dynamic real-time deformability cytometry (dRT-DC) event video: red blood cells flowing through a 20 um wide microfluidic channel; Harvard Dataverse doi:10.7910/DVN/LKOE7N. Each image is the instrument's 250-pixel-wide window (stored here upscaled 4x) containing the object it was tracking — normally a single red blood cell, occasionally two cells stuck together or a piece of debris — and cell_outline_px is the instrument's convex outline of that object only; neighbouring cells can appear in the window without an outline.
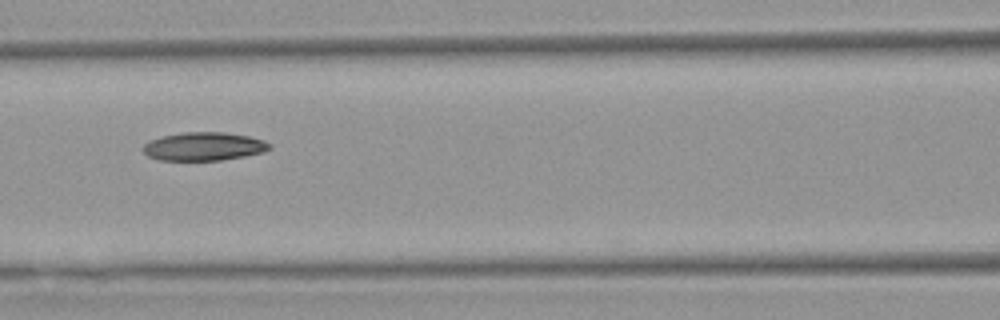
{"species": "Egyptian fruit bat (a non-hibernating species)", "species_latin": "Rousettus aegyptiacus", "temperature_condition": "warm", "stored_images_in_passage": 9, "camera_frame_rate_fps": 3000, "um_per_image_px": 0.085, "animal": {"sex": "female"}, "frame": {"image": 1, "passage_image": 7, "time_ms": 8.667, "image_size_px": [1000, 320], "cell_outline_px": [[272, 148], [264, 152], [244, 156], [220, 160], [160, 160], [148, 156], [140, 148], [148, 140], [164, 136], [184, 132], [224, 132], [248, 136], [264, 140], [272, 144]], "centroid_in_image_um": [17.33, 12.44], "position_along_channel_um": 149.3, "area_um2": 20.98}}
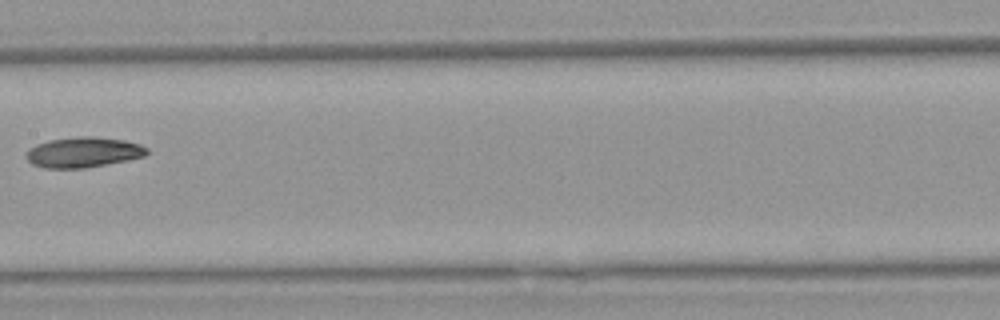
{"frame": {"image": 2, "passage_image": 8, "time_ms": 10.0, "image_size_px": [1000, 320], "cell_outline_px": [[148, 152], [144, 156], [128, 160], [84, 168], [44, 168], [32, 164], [24, 156], [28, 148], [36, 144], [48, 140], [80, 136], [92, 136], [124, 140], [140, 144], [148, 148]], "centroid_in_image_um": [7.05, 12.94], "position_along_channel_um": 200.3, "area_um2": 21.44}}
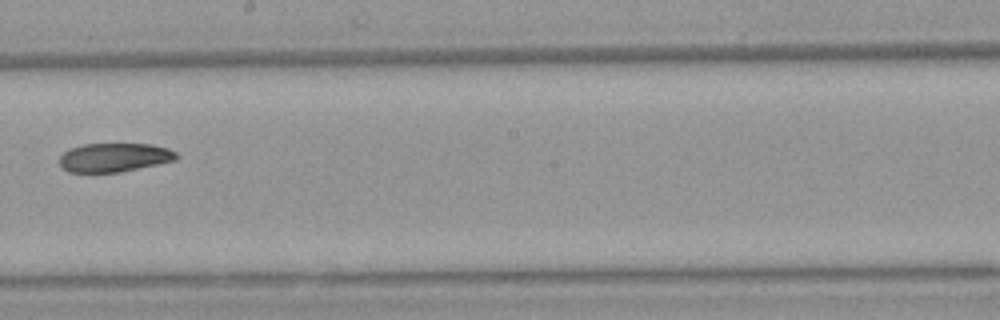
{"frame": {"image": 3, "passage_image": 9, "time_ms": 11.0, "image_size_px": [1000, 320], "cell_outline_px": [[180, 156], [176, 160], [120, 172], [68, 172], [60, 168], [60, 156], [68, 148], [84, 144], [152, 144], [168, 148], [176, 152]], "centroid_in_image_um": [9.7, 13.38], "position_along_channel_um": 238.5, "area_um2": 19.77}}